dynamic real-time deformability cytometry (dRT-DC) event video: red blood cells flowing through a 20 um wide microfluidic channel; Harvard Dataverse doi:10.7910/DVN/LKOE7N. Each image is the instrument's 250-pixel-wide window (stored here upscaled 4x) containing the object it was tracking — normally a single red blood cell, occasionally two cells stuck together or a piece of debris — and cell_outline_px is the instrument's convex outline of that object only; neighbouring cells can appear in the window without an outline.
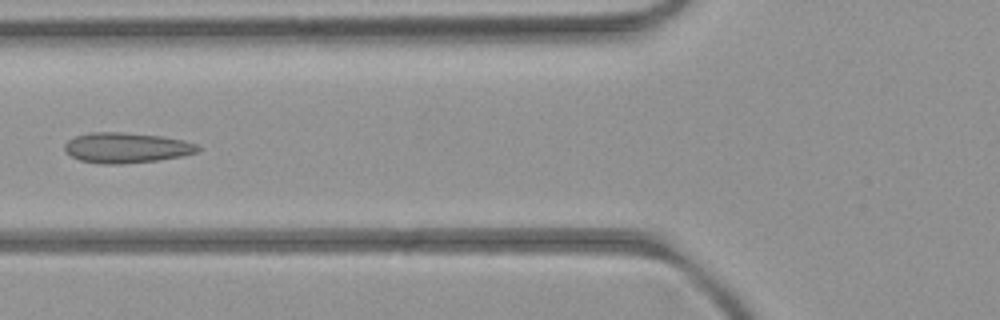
{"species": "common noctule bat (a hibernating species)", "species_latin": "Nyctalus noctula", "temperature_condition": "room temperature", "stored_images_in_passage": 5, "camera_frame_rate_fps": 3000, "um_per_image_px": 0.085, "animal": {"sex": "female", "body_mass_g": 21.9}, "frame": {"image": 1, "passage_image": 5, "time_ms": 5.333, "image_size_px": [1000, 320], "cell_outline_px": [[200, 148], [196, 152], [184, 156], [156, 160], [124, 164], [100, 164], [80, 160], [72, 156], [64, 148], [64, 144], [68, 140], [76, 136], [88, 132], [124, 132], [160, 136], [184, 140], [196, 144]], "centroid_in_image_um": [10.74, 12.56], "position_along_channel_um": 115.1, "area_um2": 23.52}}